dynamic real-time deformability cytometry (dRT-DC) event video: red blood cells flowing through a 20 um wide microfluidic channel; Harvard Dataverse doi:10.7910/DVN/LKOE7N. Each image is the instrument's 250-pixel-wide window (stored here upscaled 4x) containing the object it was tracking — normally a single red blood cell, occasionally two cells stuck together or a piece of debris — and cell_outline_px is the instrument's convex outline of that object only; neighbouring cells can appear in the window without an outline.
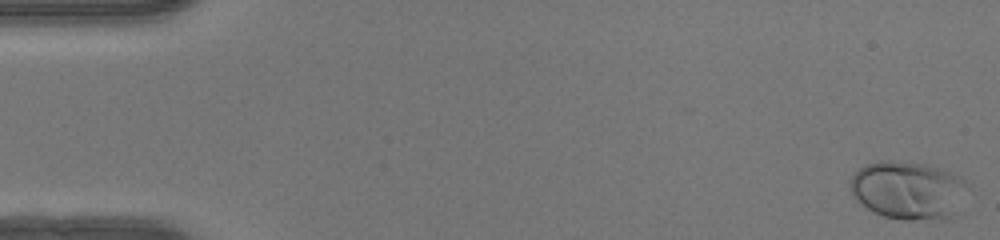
{"species": "human", "species_latin": "Homo sapiens", "temperature_condition": "warm", "stored_images_in_passage": 50, "camera_frame_rate_fps": 3000, "um_per_image_px": 0.085, "donor": {"sex": "female"}, "frame": {"image": 1, "passage_image": 1, "time_ms": 0.0, "image_size_px": [1000, 240], "cell_outline_px": [[972, 184], [948, 216], [940, 220], [904, 220], [884, 216], [868, 208], [856, 200], [852, 196], [848, 184], [848, 180], [860, 168], [868, 164], [880, 160], [888, 160], [928, 164], [940, 168], [960, 176]], "centroid_in_image_um": [77.16, 16.14], "position_along_channel_um": 7.8, "area_um2": 39.77}}
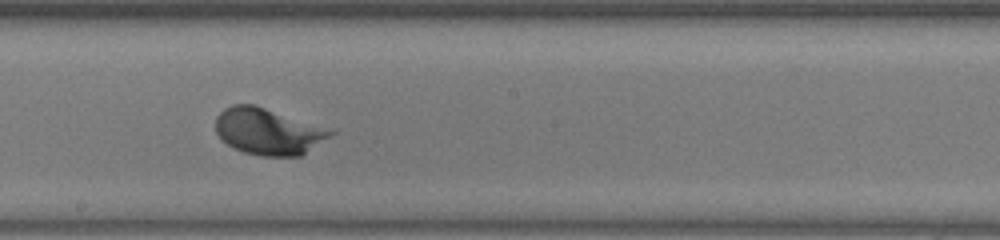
{"frame": {"image": 2, "passage_image": 28, "time_ms": 9.0, "image_size_px": [1000, 240], "cell_outline_px": [[336, 132], [300, 156], [260, 156], [244, 152], [232, 148], [216, 132], [216, 116], [224, 108], [232, 104], [256, 104]], "centroid_in_image_um": [22.73, 11.17], "position_along_channel_um": 225.5, "area_um2": 30.69}}
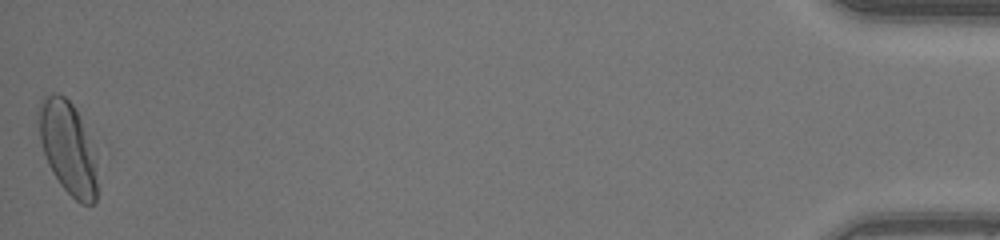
{"frame": {"image": 3, "passage_image": 50, "time_ms": 16.333, "image_size_px": [1000, 240], "cell_outline_px": [[96, 200], [92, 204], [80, 204], [60, 184], [52, 172], [48, 164], [40, 140], [36, 112], [40, 100], [44, 96], [56, 92], [64, 96], [76, 108], [80, 116], [96, 160]], "centroid_in_image_um": [5.73, 12.52], "position_along_channel_um": 429.5, "area_um2": 31.62}, "authors_computed_cell_mechanics": {"area_um2": 29.8537, "velocity_mm_per_s": 4.1496, "shape_relaxation_time_tau1_ms": 1.6125, "shape_relaxation_time_tau2_ms": null, "deformation_change_tau1": 0.1618, "deformation_change_tau2": null}}